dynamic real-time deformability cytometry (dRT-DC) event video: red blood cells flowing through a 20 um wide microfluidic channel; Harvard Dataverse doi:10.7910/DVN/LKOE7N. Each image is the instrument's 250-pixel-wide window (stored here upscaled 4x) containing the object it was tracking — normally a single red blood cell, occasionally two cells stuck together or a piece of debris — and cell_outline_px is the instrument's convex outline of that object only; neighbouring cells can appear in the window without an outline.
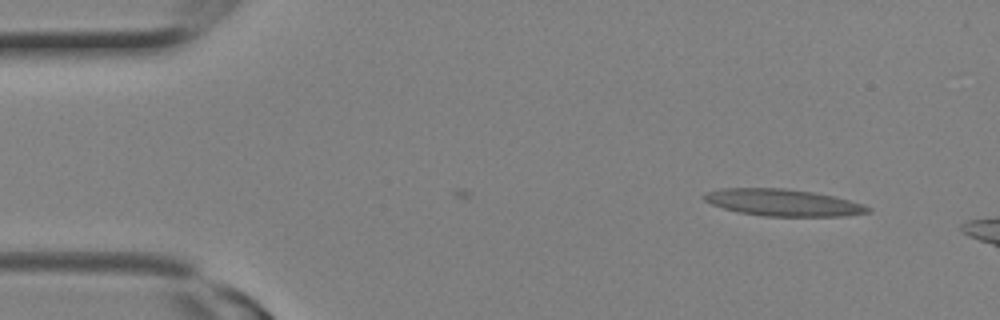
{"species": "Egyptian fruit bat (a non-hibernating species)", "species_latin": "Rousettus aegyptiacus", "temperature_condition": "room temperature", "stored_images_in_passage": 3, "camera_frame_rate_fps": 3000, "um_per_image_px": 0.085, "animal": {"sex": "female"}, "frame": {"image": 1, "passage_image": 3, "time_ms": 0.667, "image_size_px": [1000, 320], "cell_outline_px": [[872, 212], [844, 216], [764, 216], [736, 212], [712, 204], [704, 200], [700, 196], [704, 192], [720, 188], [784, 188], [812, 192], [836, 196], [864, 204], [872, 208]], "centroid_in_image_um": [66.55, 17.21], "position_along_channel_um": 18.4, "area_um2": 25.95}}